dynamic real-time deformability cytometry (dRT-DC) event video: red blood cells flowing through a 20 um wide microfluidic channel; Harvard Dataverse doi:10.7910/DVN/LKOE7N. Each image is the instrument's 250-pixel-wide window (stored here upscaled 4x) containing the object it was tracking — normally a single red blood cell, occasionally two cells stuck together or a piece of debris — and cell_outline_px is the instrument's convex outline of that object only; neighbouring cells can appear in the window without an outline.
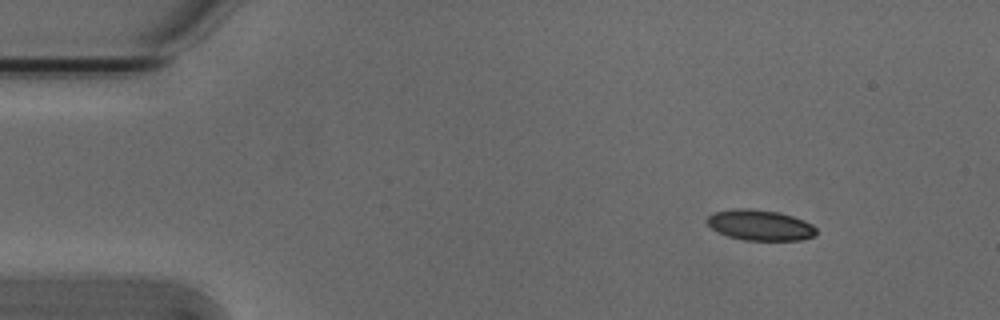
{"species": "Egyptian fruit bat (a non-hibernating species)", "species_latin": "Rousettus aegyptiacus", "temperature_condition": "cold", "stored_images_in_passage": 5, "camera_frame_rate_fps": 3000, "um_per_image_px": 0.085, "animal": {"sex": "male"}, "frame": {"image": 1, "passage_image": 1, "time_ms": 0.0, "image_size_px": [1000, 320], "cell_outline_px": [[816, 236], [800, 240], [744, 240], [728, 236], [712, 228], [704, 220], [712, 212], [736, 208], [748, 208], [780, 212], [804, 220], [812, 224], [816, 228]], "centroid_in_image_um": [64.6, 19.12], "position_along_channel_um": 20.4, "area_um2": 19.59}}
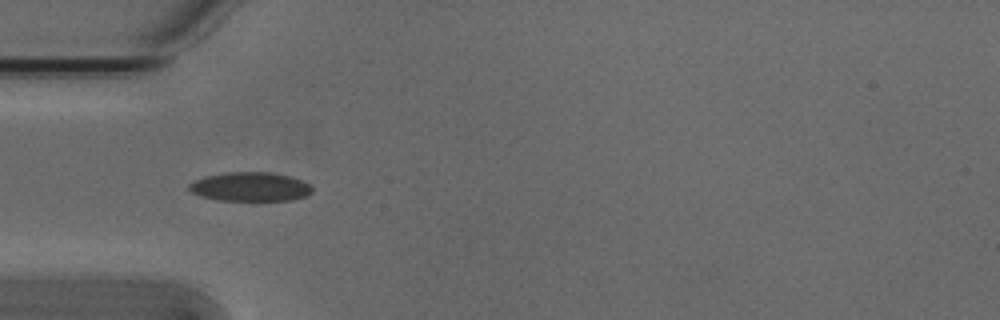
{"frame": {"image": 2, "passage_image": 4, "time_ms": 1.0, "image_size_px": [1000, 320], "cell_outline_px": [[312, 192], [308, 196], [292, 200], [216, 200], [200, 196], [192, 192], [188, 188], [188, 184], [204, 176], [228, 172], [272, 172], [288, 176], [300, 180], [308, 184], [312, 188]], "centroid_in_image_um": [21.26, 15.87], "position_along_channel_um": 63.7, "area_um2": 20.81}}
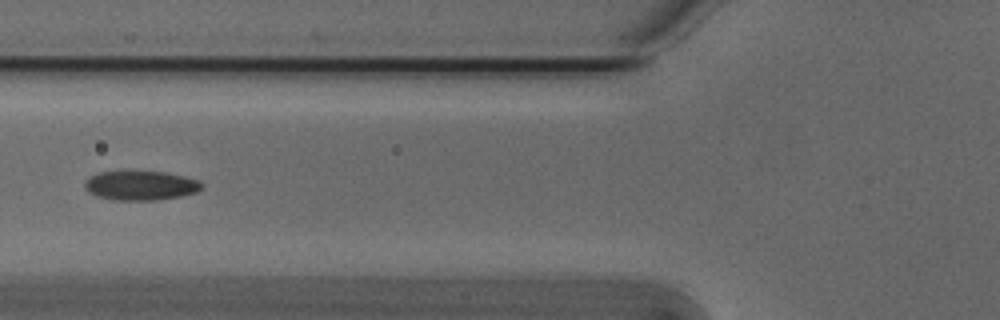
{"frame": {"image": 3, "passage_image": 5, "time_ms": 1.333, "image_size_px": [1000, 320], "cell_outline_px": [[204, 188], [196, 192], [180, 196], [156, 200], [112, 200], [96, 196], [88, 192], [84, 188], [84, 180], [100, 172], [124, 168], [164, 172], [184, 176], [200, 180], [204, 184]], "centroid_in_image_um": [11.93, 15.72], "position_along_channel_um": 113.9, "area_um2": 20.98}}